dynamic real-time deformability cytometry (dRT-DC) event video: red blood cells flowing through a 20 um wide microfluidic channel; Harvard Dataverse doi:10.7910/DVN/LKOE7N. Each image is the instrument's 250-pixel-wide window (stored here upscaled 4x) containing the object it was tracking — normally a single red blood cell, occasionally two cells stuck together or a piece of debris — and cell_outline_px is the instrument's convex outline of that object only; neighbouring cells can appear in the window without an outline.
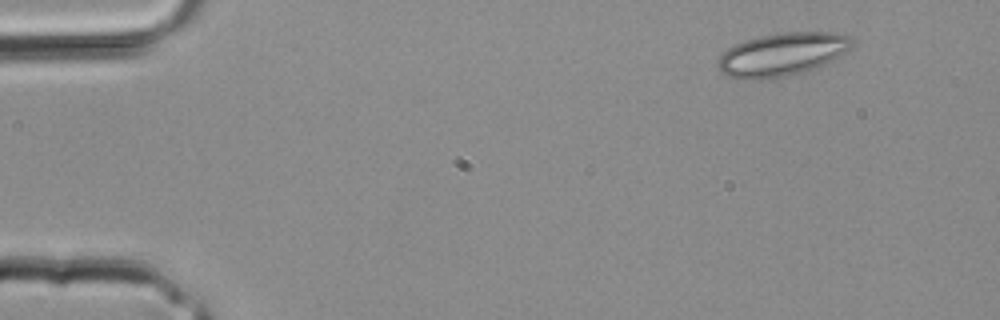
{"species": "common noctule bat (a hibernating species)", "species_latin": "Nyctalus noctula", "temperature_condition": "room temperature", "stored_images_in_passage": 2, "camera_frame_rate_fps": 3000, "um_per_image_px": 0.085, "animal": {"sex": "male", "body_mass_g": 20.4}, "frame": {"image": 1, "passage_image": 1, "time_ms": 0.0, "image_size_px": [1000, 320], "cell_outline_px": [[856, 40], [844, 52], [832, 60], [816, 68], [804, 72], [788, 76], [760, 80], [736, 80], [720, 72], [716, 64], [716, 60], [728, 48], [736, 44], [760, 36], [784, 32], [828, 32], [848, 36]], "centroid_in_image_um": [66.42, 4.65], "position_along_channel_um": 18.6, "area_um2": 33.81}}